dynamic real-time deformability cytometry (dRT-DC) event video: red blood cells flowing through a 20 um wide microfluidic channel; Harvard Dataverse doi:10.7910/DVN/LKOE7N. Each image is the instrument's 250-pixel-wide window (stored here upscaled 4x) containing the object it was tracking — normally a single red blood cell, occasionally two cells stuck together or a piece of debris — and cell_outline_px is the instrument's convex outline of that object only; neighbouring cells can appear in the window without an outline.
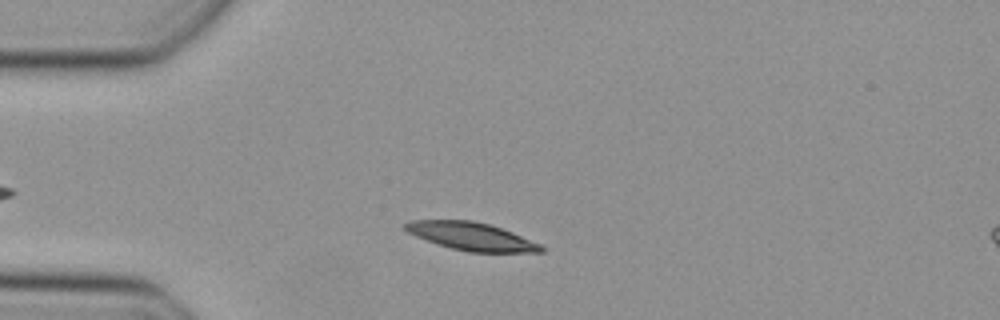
{"species": "Egyptian fruit bat (a non-hibernating species)", "species_latin": "Rousettus aegyptiacus", "temperature_condition": "cold", "stored_images_in_passage": 33, "camera_frame_rate_fps": 3000, "um_per_image_px": 0.085, "animal": {"sex": "female"}, "frame": {"image": 1, "passage_image": 4, "time_ms": 1.0, "image_size_px": [1000, 320], "cell_outline_px": [[544, 252], [468, 252], [452, 248], [416, 236], [408, 232], [404, 228], [404, 224], [412, 220], [472, 220], [488, 224], [512, 232], [540, 244], [544, 248]], "centroid_in_image_um": [40.08, 20.09], "position_along_channel_um": 44.9, "area_um2": 21.73}}
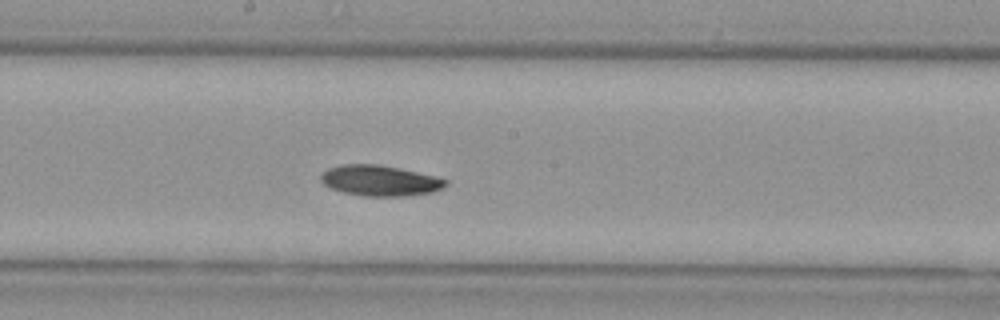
{"frame": {"image": 2, "passage_image": 18, "time_ms": 5.667, "image_size_px": [1000, 320], "cell_outline_px": [[448, 184], [444, 188], [432, 192], [404, 196], [364, 196], [344, 192], [332, 188], [324, 184], [320, 180], [320, 176], [328, 168], [340, 164], [376, 164], [416, 172], [448, 180]], "centroid_in_image_um": [32.28, 15.35], "position_along_channel_um": 215.9, "area_um2": 22.02}}
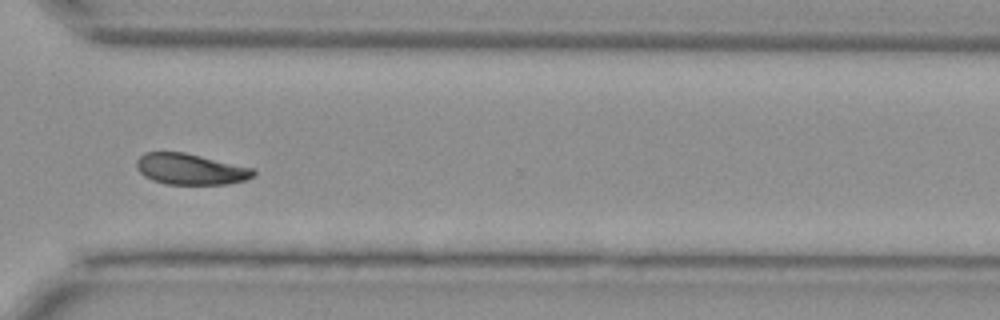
{"frame": {"image": 3, "passage_image": 28, "time_ms": 9.0, "image_size_px": [1000, 320], "cell_outline_px": [[256, 172], [252, 176], [244, 180], [228, 184], [164, 184], [152, 180], [144, 176], [136, 168], [136, 160], [144, 152], [184, 152], [252, 168]], "centroid_in_image_um": [16.13, 14.38], "position_along_channel_um": 354.5, "area_um2": 20.98}}